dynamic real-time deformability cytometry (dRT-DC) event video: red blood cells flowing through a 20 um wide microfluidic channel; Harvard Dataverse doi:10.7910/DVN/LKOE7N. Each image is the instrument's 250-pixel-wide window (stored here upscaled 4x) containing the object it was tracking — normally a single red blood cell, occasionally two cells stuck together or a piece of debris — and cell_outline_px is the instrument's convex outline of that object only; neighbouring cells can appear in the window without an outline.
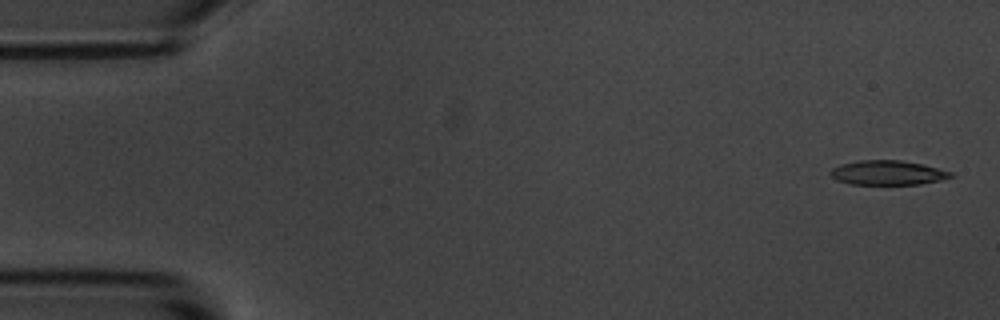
{"species": "common noctule bat (a hibernating species)", "species_latin": "Nyctalus noctula", "temperature_condition": "room temperature", "stored_images_in_passage": 4, "camera_frame_rate_fps": 3000, "um_per_image_px": 0.085, "animal": {"sex": "male", "body_mass_g": 20.1, "forearm_length_mm": 53.5}, "frame": {"image": 1, "passage_image": 1, "time_ms": 0.0, "image_size_px": [1000, 320], "cell_outline_px": [[956, 176], [940, 180], [920, 184], [848, 184], [836, 180], [828, 172], [832, 168], [840, 164], [860, 160], [900, 160], [924, 164], [952, 172]], "centroid_in_image_um": [75.45, 14.68], "position_along_channel_um": 9.6, "area_um2": 17.28}}
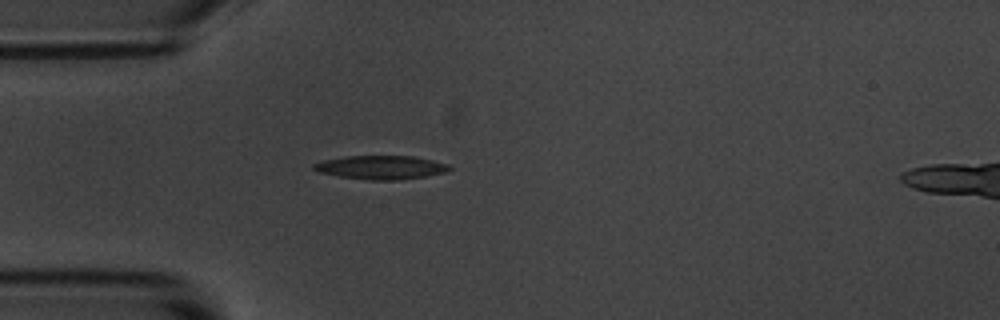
{"frame": {"image": 2, "passage_image": 4, "time_ms": 4.333, "image_size_px": [1000, 320], "cell_outline_px": [[452, 168], [444, 172], [424, 176], [396, 180], [372, 180], [340, 176], [320, 172], [312, 168], [312, 164], [324, 160], [344, 156], [412, 156], [432, 160], [448, 164]], "centroid_in_image_um": [32.36, 14.22], "position_along_channel_um": 52.6, "area_um2": 18.44}}